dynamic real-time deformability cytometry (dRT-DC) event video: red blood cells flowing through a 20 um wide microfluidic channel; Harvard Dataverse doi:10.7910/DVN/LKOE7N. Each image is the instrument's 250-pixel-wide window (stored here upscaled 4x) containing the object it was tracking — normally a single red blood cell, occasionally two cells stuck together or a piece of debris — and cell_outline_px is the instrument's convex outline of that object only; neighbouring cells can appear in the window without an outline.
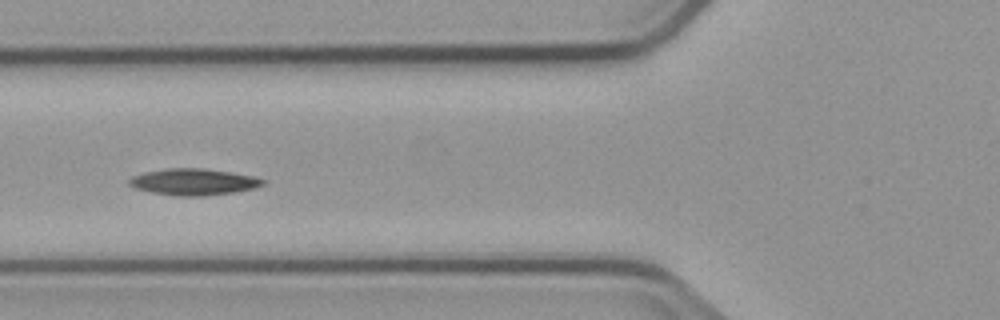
{"species": "common noctule bat (a hibernating species)", "species_latin": "Nyctalus noctula", "temperature_condition": "cold", "stored_images_in_passage": 6, "camera_frame_rate_fps": 3000, "um_per_image_px": 0.085, "animal": {"sex": "male", "body_mass_g": 23.1, "forearm_length_mm": 52.7}, "frame": {"image": 1, "passage_image": 6, "time_ms": 6.667, "image_size_px": [1000, 320], "cell_outline_px": [[268, 180], [264, 184], [256, 188], [232, 192], [204, 196], [180, 196], [152, 192], [136, 188], [128, 184], [128, 180], [132, 176], [144, 172], [168, 168], [204, 168], [252, 176]], "centroid_in_image_um": [16.46, 15.46], "position_along_channel_um": 109.3, "area_um2": 20.52}}